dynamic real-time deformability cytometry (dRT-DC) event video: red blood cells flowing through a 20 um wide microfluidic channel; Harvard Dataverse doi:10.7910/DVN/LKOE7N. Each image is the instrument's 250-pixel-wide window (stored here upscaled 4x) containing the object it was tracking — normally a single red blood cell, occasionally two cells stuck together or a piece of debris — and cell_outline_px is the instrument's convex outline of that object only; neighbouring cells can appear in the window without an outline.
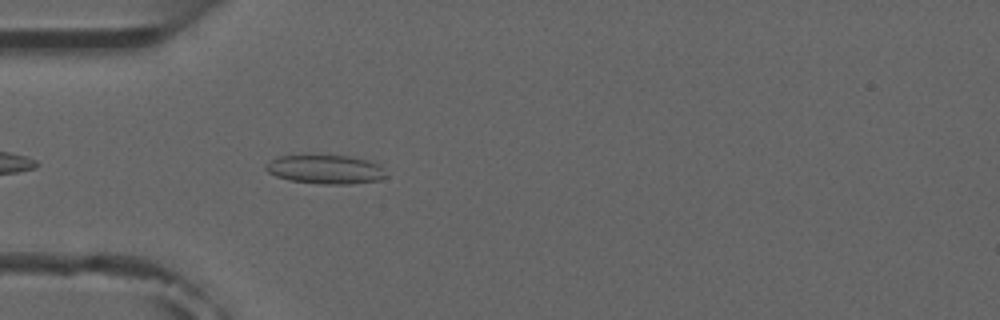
{"species": "common noctule bat (a hibernating species)", "species_latin": "Nyctalus noctula", "temperature_condition": "room temperature", "stored_images_in_passage": 4, "camera_frame_rate_fps": 3000, "um_per_image_px": 0.085, "animal": {"sex": "male", "forearm_length_mm": 52.5}, "frame": {"image": 1, "passage_image": 4, "time_ms": 3.333, "image_size_px": [1000, 320], "cell_outline_px": [[388, 176], [380, 180], [348, 184], [320, 184], [292, 180], [276, 176], [268, 172], [264, 168], [264, 164], [276, 156], [348, 156], [364, 160], [376, 164]], "centroid_in_image_um": [27.6, 14.41], "position_along_channel_um": 57.4, "area_um2": 19.88}}